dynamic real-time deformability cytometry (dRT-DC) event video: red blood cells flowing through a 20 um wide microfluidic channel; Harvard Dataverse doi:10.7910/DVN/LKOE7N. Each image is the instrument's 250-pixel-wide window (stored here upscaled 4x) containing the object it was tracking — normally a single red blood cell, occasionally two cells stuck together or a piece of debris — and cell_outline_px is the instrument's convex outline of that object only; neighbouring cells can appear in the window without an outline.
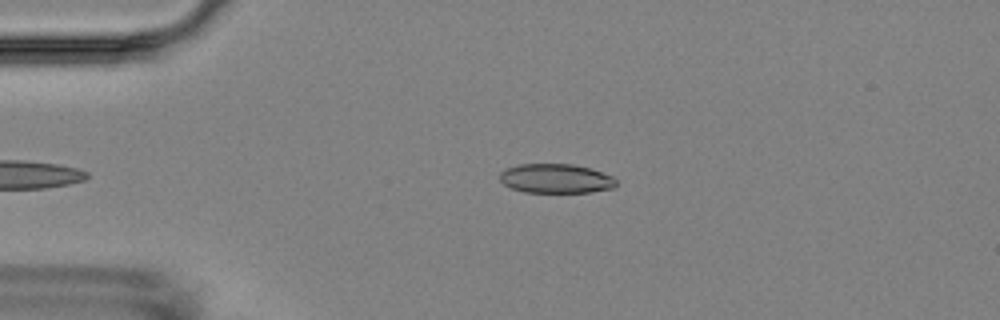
{"species": "Egyptian fruit bat (a non-hibernating species)", "species_latin": "Rousettus aegyptiacus", "temperature_condition": "room temperature", "stored_images_in_passage": 5, "camera_frame_rate_fps": 3000, "um_per_image_px": 0.085, "animal": {"sex": "female"}, "frame": {"image": 1, "passage_image": 5, "time_ms": 5.333, "image_size_px": [1000, 320], "cell_outline_px": [[616, 184], [612, 188], [592, 192], [524, 192], [512, 188], [504, 184], [500, 180], [500, 172], [508, 168], [520, 164], [572, 164], [588, 168], [612, 176], [616, 180]], "centroid_in_image_um": [47.24, 15.18], "position_along_channel_um": 37.8, "area_um2": 19.65}}